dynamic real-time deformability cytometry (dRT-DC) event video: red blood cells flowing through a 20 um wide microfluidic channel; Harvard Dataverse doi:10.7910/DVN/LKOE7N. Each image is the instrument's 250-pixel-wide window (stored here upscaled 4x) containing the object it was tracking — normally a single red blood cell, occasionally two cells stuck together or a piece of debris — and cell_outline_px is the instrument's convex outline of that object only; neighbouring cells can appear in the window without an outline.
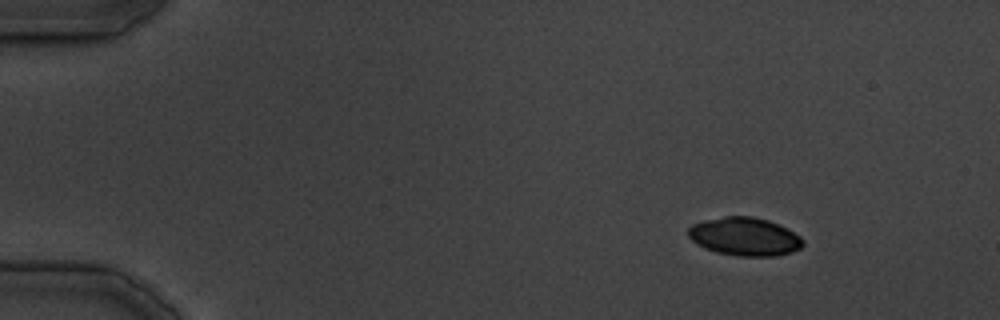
{"species": "common noctule bat (a hibernating species)", "species_latin": "Nyctalus noctula", "temperature_condition": "cold", "stored_images_in_passage": 15, "camera_frame_rate_fps": 3000, "um_per_image_px": 0.085, "animal": {"sex": "male", "body_mass_g": 19.5, "forearm_length_mm": 54.6}, "frame": {"image": 1, "passage_image": 1, "time_ms": 0.0, "image_size_px": [1000, 320], "cell_outline_px": [[804, 244], [800, 248], [792, 252], [776, 256], [740, 256], [716, 252], [704, 248], [696, 244], [688, 236], [688, 228], [692, 224], [704, 220], [724, 216], [752, 216], [768, 220], [800, 236], [804, 240]], "centroid_in_image_um": [63.27, 20.11], "position_along_channel_um": 21.7, "area_um2": 25.55}}